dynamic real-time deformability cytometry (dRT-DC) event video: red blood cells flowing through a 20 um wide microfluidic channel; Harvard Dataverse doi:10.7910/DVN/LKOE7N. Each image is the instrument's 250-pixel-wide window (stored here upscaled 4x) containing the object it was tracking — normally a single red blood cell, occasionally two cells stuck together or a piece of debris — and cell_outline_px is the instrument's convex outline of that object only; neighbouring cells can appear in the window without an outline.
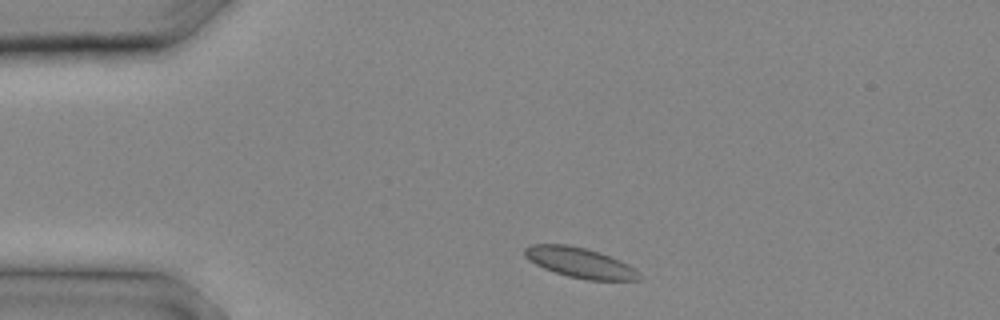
{"species": "common noctule bat (a hibernating species)", "species_latin": "Nyctalus noctula", "temperature_condition": "cold", "stored_images_in_passage": 5, "camera_frame_rate_fps": 3000, "um_per_image_px": 0.085, "animal": {"sex": "male", "body_mass_g": 20.4}, "frame": {"image": 1, "passage_image": 1, "time_ms": 0.0, "image_size_px": [1000, 320], "cell_outline_px": [[640, 280], [588, 280], [568, 276], [544, 268], [528, 260], [524, 256], [524, 248], [532, 244], [568, 244], [600, 252], [620, 260], [628, 264], [640, 276]], "centroid_in_image_um": [49.26, 22.31], "position_along_channel_um": 35.7, "area_um2": 19.94}}